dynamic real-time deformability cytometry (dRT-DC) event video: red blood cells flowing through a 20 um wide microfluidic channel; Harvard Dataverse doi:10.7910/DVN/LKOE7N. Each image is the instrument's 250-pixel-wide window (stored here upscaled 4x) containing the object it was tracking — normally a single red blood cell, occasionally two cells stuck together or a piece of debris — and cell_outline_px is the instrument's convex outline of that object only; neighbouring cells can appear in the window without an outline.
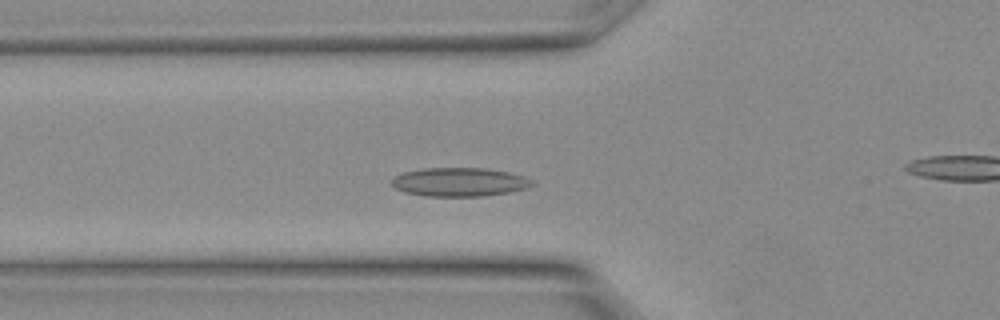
{"species": "Egyptian fruit bat (a non-hibernating species)", "species_latin": "Rousettus aegyptiacus", "temperature_condition": "warm", "stored_images_in_passage": 13, "camera_frame_rate_fps": 3000, "um_per_image_px": 0.085, "animal": {"sex": "female"}, "frame": {"image": 1, "passage_image": 6, "time_ms": 1.667, "image_size_px": [1000, 320], "cell_outline_px": [[536, 184], [528, 188], [508, 192], [484, 196], [424, 196], [404, 192], [396, 188], [392, 184], [392, 180], [396, 176], [404, 172], [424, 168], [484, 168], [508, 172], [524, 176], [532, 180]], "centroid_in_image_um": [39.08, 15.47], "position_along_channel_um": 86.7, "area_um2": 23.47}}
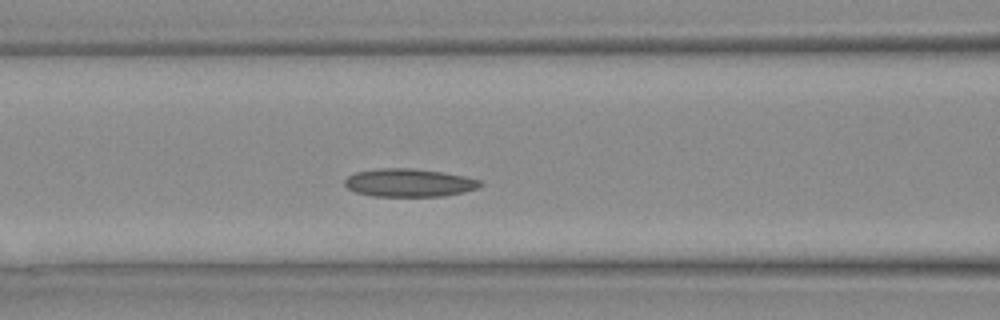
{"frame": {"image": 2, "passage_image": 8, "time_ms": 2.333, "image_size_px": [1000, 320], "cell_outline_px": [[484, 184], [476, 188], [460, 192], [440, 196], [372, 196], [356, 192], [348, 188], [344, 184], [344, 180], [348, 176], [356, 172], [376, 168], [412, 168], [444, 172], [464, 176], [480, 180]], "centroid_in_image_um": [34.74, 15.52], "position_along_channel_um": 131.9, "area_um2": 22.08}}
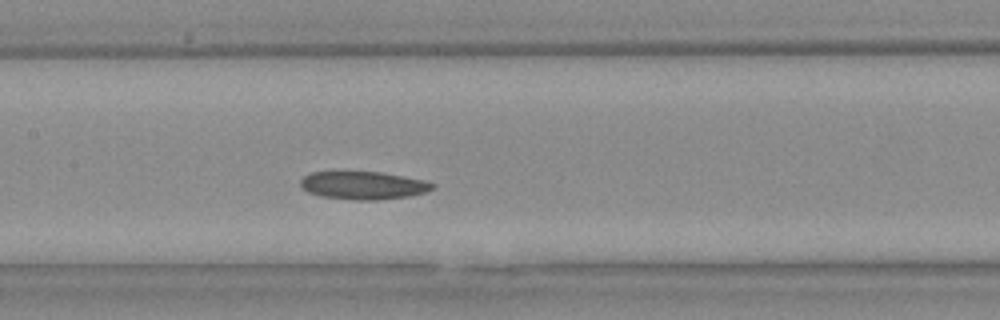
{"frame": {"image": 3, "passage_image": 10, "time_ms": 3.0, "image_size_px": [1000, 320], "cell_outline_px": [[436, 184], [432, 188], [424, 192], [408, 196], [376, 200], [356, 200], [320, 196], [308, 192], [300, 184], [300, 180], [304, 176], [312, 172], [380, 172], [424, 180]], "centroid_in_image_um": [30.86, 15.76], "position_along_channel_um": 176.5, "area_um2": 21.21}}